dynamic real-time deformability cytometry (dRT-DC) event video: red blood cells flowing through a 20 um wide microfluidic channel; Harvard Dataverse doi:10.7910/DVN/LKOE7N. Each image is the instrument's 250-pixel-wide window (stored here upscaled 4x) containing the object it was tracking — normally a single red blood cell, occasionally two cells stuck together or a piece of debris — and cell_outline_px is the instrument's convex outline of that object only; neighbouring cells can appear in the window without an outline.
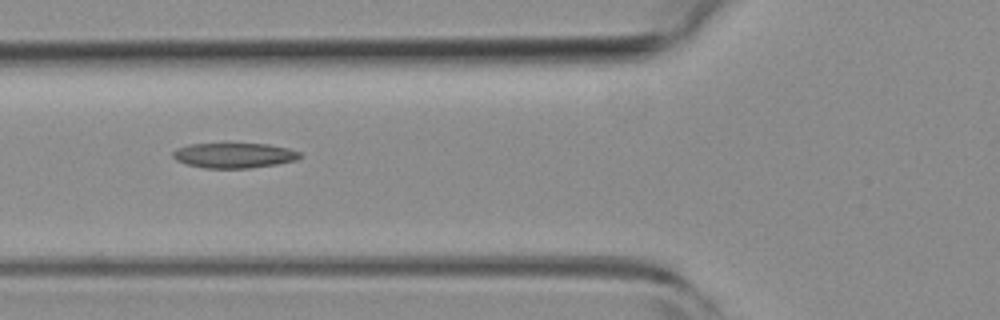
{"species": "common noctule bat (a hibernating species)", "species_latin": "Nyctalus noctula", "temperature_condition": "room temperature", "stored_images_in_passage": 8, "camera_frame_rate_fps": 3000, "um_per_image_px": 0.085, "animal": {"sex": "female", "body_mass_g": 19.3, "forearm_length_mm": 54.1}, "frame": {"image": 1, "passage_image": 6, "time_ms": 1.667, "image_size_px": [1000, 320], "cell_outline_px": [[304, 156], [296, 160], [276, 164], [248, 168], [204, 168], [184, 164], [176, 160], [172, 156], [172, 152], [176, 148], [188, 144], [268, 144], [288, 148], [300, 152]], "centroid_in_image_um": [19.88, 13.21], "position_along_channel_um": 105.9, "area_um2": 18.67}}
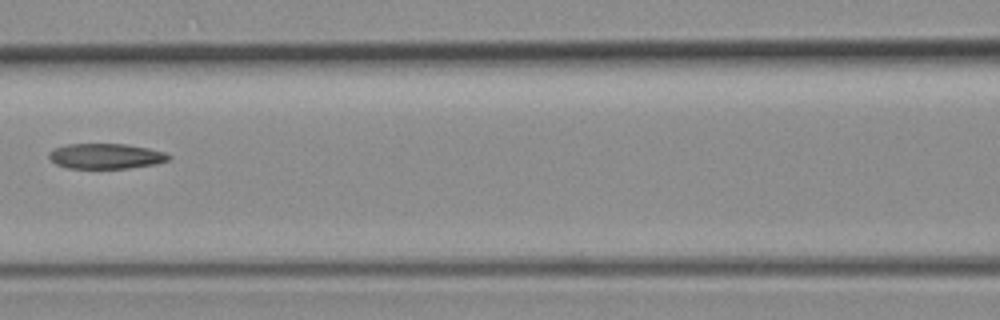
{"frame": {"image": 2, "passage_image": 7, "time_ms": 2.0, "image_size_px": [1000, 320], "cell_outline_px": [[172, 156], [168, 160], [156, 164], [128, 168], [68, 168], [56, 164], [48, 156], [48, 152], [56, 148], [68, 144], [128, 144], [148, 148], [164, 152]], "centroid_in_image_um": [9.01, 13.27], "position_along_channel_um": 157.6, "area_um2": 17.57}}
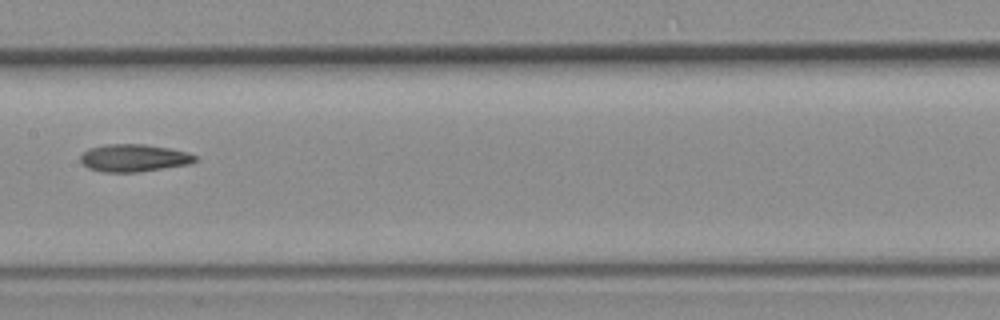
{"frame": {"image": 3, "passage_image": 8, "time_ms": 2.333, "image_size_px": [1000, 320], "cell_outline_px": [[200, 160], [188, 164], [136, 172], [104, 172], [88, 168], [80, 160], [80, 156], [88, 148], [104, 144], [144, 144], [168, 148], [188, 152], [196, 156]], "centroid_in_image_um": [11.37, 13.42], "position_along_channel_um": 196.0, "area_um2": 18.32}}